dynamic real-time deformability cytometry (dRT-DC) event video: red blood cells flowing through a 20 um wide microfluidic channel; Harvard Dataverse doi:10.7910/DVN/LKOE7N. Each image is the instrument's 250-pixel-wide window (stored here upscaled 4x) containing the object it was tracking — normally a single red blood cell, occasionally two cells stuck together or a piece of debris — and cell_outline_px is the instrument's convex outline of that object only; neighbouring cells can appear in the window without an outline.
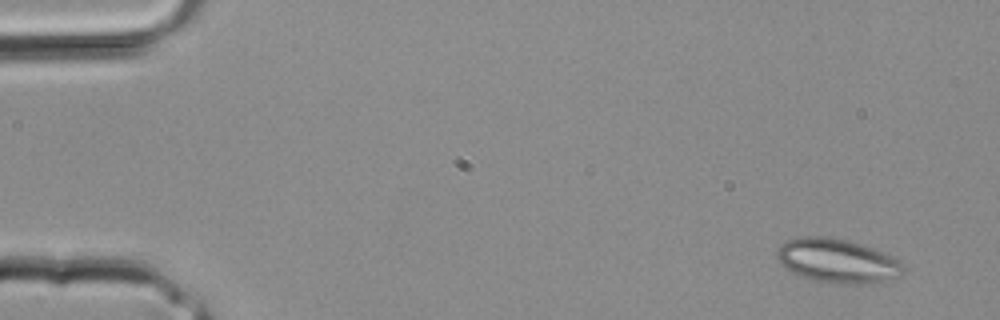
{"species": "common noctule bat (a hibernating species)", "species_latin": "Nyctalus noctula", "temperature_condition": "room temperature", "stored_images_in_passage": 3, "camera_frame_rate_fps": 3000, "um_per_image_px": 0.085, "animal": {"sex": "male", "body_mass_g": 20.4}, "frame": {"image": 1, "passage_image": 1, "time_ms": 0.0, "image_size_px": [1000, 320], "cell_outline_px": [[908, 268], [900, 276], [868, 284], [836, 284], [812, 280], [800, 276], [784, 268], [780, 264], [776, 256], [776, 252], [780, 244], [788, 240], [800, 236], [824, 236], [848, 240], [876, 248], [900, 260]], "centroid_in_image_um": [71.19, 22.17], "position_along_channel_um": 13.8, "area_um2": 33.12}}